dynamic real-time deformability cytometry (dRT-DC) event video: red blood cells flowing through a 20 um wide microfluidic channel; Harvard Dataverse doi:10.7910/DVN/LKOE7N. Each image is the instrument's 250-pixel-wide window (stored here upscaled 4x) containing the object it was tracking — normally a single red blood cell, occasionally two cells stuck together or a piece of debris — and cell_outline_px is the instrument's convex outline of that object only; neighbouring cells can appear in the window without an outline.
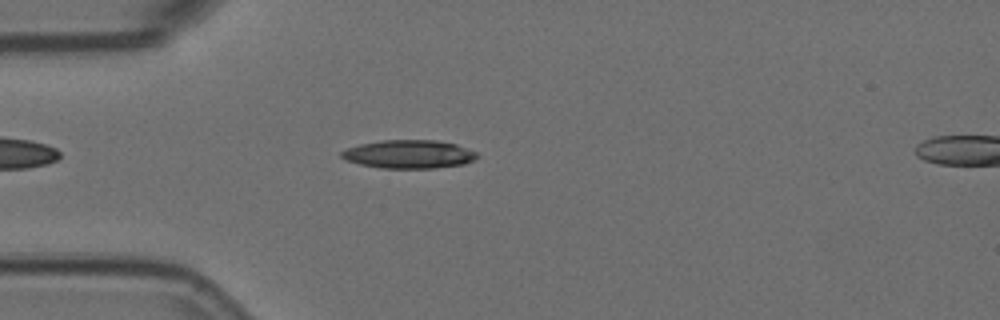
{"species": "Egyptian fruit bat (a non-hibernating species)", "species_latin": "Rousettus aegyptiacus", "temperature_condition": "room temperature", "stored_images_in_passage": 3, "segment_of_instrument_passage": [1, 2], "camera_frame_rate_fps": 3000, "um_per_image_px": 0.085, "animal": {"sex": "female"}, "frame": {"image": 1, "passage_image": 2, "time_ms": 0.333, "image_size_px": [1000, 320], "cell_outline_px": [[476, 160], [464, 164], [436, 168], [380, 168], [360, 164], [348, 160], [340, 156], [340, 152], [348, 148], [360, 144], [380, 140], [436, 140], [456, 144], [476, 152]], "centroid_in_image_um": [34.77, 13.11], "position_along_channel_um": 50.2, "area_um2": 22.37}}